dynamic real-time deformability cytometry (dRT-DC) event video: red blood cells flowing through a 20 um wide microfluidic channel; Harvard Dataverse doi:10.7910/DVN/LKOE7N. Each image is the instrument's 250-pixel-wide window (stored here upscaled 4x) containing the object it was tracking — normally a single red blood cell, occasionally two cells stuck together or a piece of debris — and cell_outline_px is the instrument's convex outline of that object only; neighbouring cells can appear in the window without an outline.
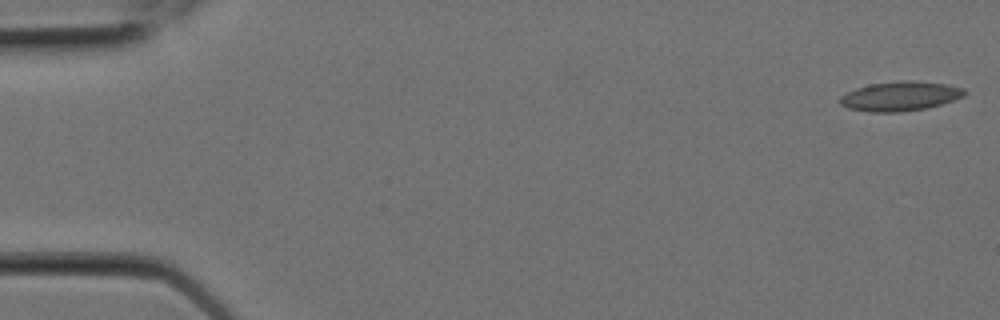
{"species": "Egyptian fruit bat (a non-hibernating species)", "species_latin": "Rousettus aegyptiacus", "temperature_condition": "room temperature", "stored_images_in_passage": 7, "camera_frame_rate_fps": 3000, "um_per_image_px": 0.085, "animal": {"sex": "female"}, "frame": {"image": 1, "passage_image": 1, "time_ms": 0.0, "image_size_px": [1000, 320], "cell_outline_px": [[968, 92], [964, 96], [928, 108], [900, 112], [868, 112], [848, 108], [840, 104], [840, 96], [856, 88], [868, 84], [904, 80], [908, 80], [948, 84], [964, 88]], "centroid_in_image_um": [76.52, 8.17], "position_along_channel_um": 8.5, "area_um2": 21.44}}
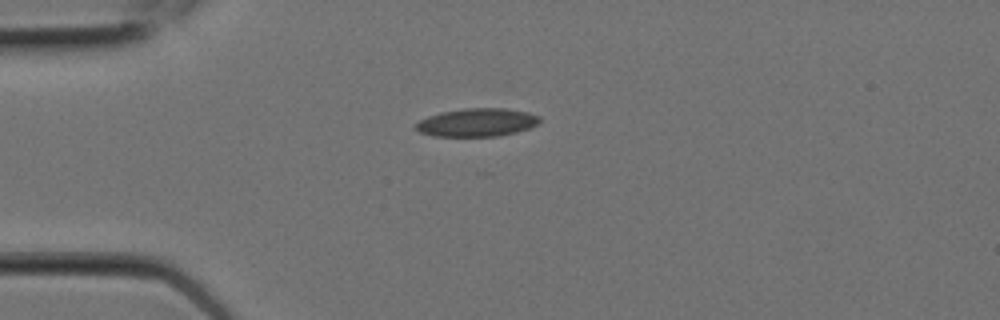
{"frame": {"image": 2, "passage_image": 5, "time_ms": 1.333, "image_size_px": [1000, 320], "cell_outline_px": [[540, 124], [516, 132], [500, 136], [432, 136], [420, 132], [412, 128], [420, 120], [428, 116], [440, 112], [464, 108], [504, 108], [528, 112], [540, 116]], "centroid_in_image_um": [40.54, 10.4], "position_along_channel_um": 44.5, "area_um2": 20.52}}
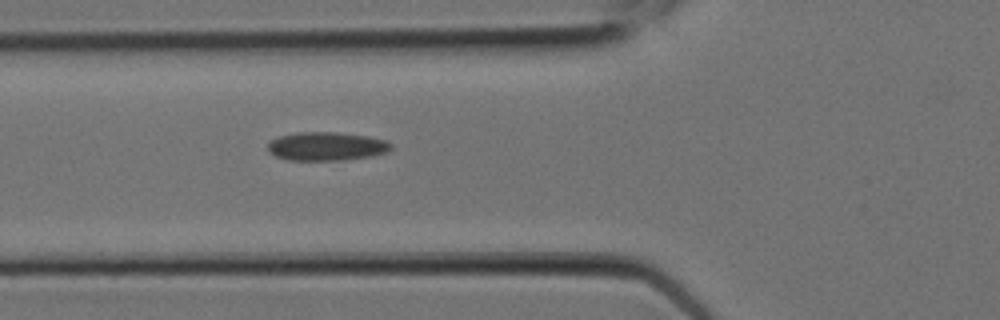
{"frame": {"image": 3, "passage_image": 7, "time_ms": 2.0, "image_size_px": [1000, 320], "cell_outline_px": [[392, 148], [388, 152], [372, 156], [344, 160], [288, 160], [276, 156], [268, 152], [268, 144], [272, 140], [280, 136], [296, 132], [336, 132], [368, 136], [388, 140], [392, 144]], "centroid_in_image_um": [27.79, 12.43], "position_along_channel_um": 98.0, "area_um2": 20.69}}